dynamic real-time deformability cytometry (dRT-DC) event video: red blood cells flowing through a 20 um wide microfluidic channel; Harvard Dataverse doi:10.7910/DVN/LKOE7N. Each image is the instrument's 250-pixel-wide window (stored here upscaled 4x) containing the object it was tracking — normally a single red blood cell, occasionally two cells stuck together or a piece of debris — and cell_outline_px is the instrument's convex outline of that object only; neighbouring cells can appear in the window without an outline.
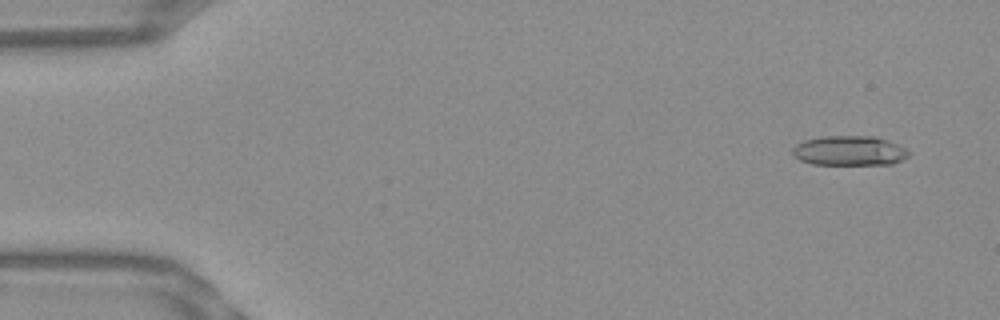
{"species": "Egyptian fruit bat (a non-hibernating species)", "species_latin": "Rousettus aegyptiacus", "temperature_condition": "warm", "stored_images_in_passage": 53, "camera_frame_rate_fps": 3000, "um_per_image_px": 0.085, "frame": {"image": 1, "passage_image": 4, "time_ms": 1.0, "image_size_px": [1000, 320], "cell_outline_px": [[912, 152], [904, 160], [892, 164], [812, 164], [800, 160], [792, 156], [792, 148], [796, 144], [804, 140], [820, 136], [876, 136], [888, 140]], "centroid_in_image_um": [72.19, 12.81], "position_along_channel_um": 12.8, "area_um2": 20.35}}
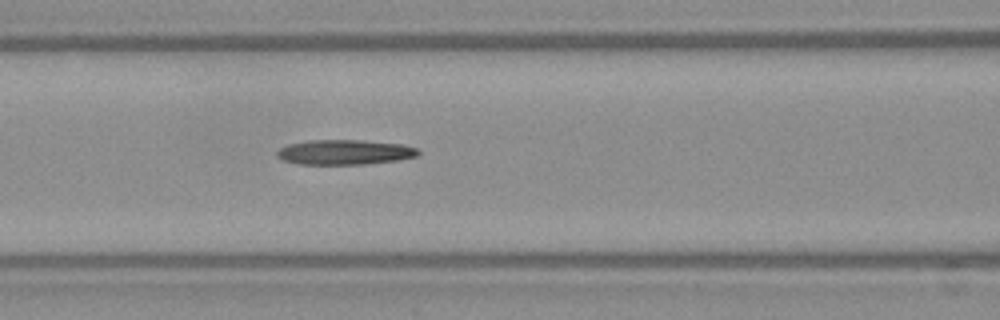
{"frame": {"image": 2, "passage_image": 23, "time_ms": 7.333, "image_size_px": [1000, 320], "cell_outline_px": [[420, 152], [416, 156], [396, 160], [364, 164], [296, 164], [284, 160], [276, 156], [276, 152], [280, 148], [288, 144], [308, 140], [360, 140], [400, 144], [416, 148]], "centroid_in_image_um": [29.24, 12.93], "position_along_channel_um": 137.4, "area_um2": 20.35}}
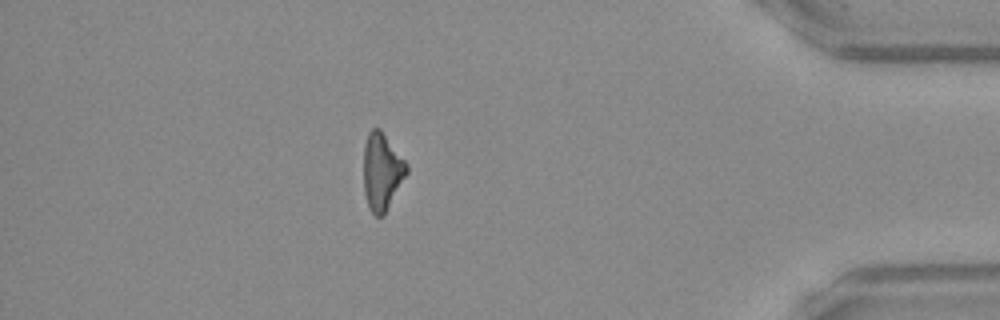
{"frame": {"image": 3, "passage_image": 47, "time_ms": 15.333, "image_size_px": [1000, 320], "cell_outline_px": [[408, 172], [384, 216], [376, 216], [368, 208], [364, 192], [364, 144], [368, 132], [372, 128], [380, 128], [408, 164]], "centroid_in_image_um": [32.46, 14.59], "position_along_channel_um": 402.7, "area_um2": 19.48}, "authors_computed_cell_mechanics": {"area_um2": 20.3456, "velocity_mm_per_s": 3.849, "shape_relaxation_time_tau1_ms": null, "shape_relaxation_time_tau2_ms": 9.6711, "deformation_change_tau1": null, "deformation_change_tau2": 0.2922}}